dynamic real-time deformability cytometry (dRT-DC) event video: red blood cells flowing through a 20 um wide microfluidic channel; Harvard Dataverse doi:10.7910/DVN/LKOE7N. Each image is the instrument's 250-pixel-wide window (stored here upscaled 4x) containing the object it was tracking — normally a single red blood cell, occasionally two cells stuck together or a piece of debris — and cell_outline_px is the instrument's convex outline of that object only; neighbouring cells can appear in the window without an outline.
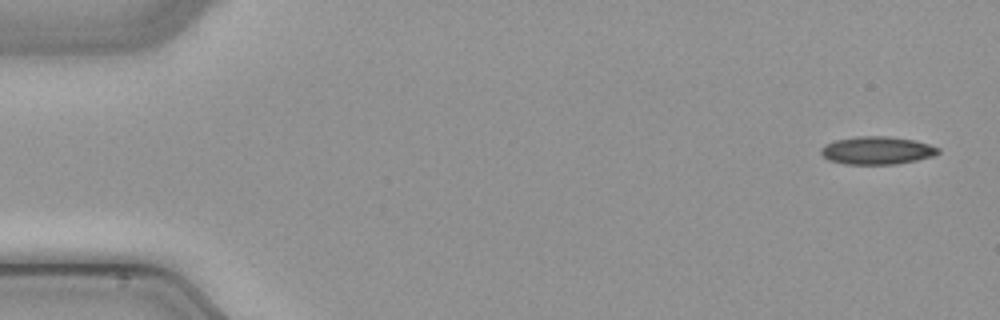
{"species": "common noctule bat (a hibernating species)", "species_latin": "Nyctalus noctula", "temperature_condition": "cold", "stored_images_in_passage": 11, "camera_frame_rate_fps": 3000, "um_per_image_px": 0.085, "animal": {"sex": "male", "body_mass_g": 21.5, "forearm_length_mm": 52.0}, "frame": {"image": 1, "passage_image": 1, "time_ms": 0.0, "image_size_px": [1000, 320], "cell_outline_px": [[940, 152], [932, 156], [916, 160], [892, 164], [844, 164], [828, 160], [820, 152], [820, 148], [824, 144], [836, 140], [856, 136], [888, 136], [912, 140], [928, 144], [940, 148]], "centroid_in_image_um": [74.5, 12.78], "position_along_channel_um": 10.5, "area_um2": 18.96}}